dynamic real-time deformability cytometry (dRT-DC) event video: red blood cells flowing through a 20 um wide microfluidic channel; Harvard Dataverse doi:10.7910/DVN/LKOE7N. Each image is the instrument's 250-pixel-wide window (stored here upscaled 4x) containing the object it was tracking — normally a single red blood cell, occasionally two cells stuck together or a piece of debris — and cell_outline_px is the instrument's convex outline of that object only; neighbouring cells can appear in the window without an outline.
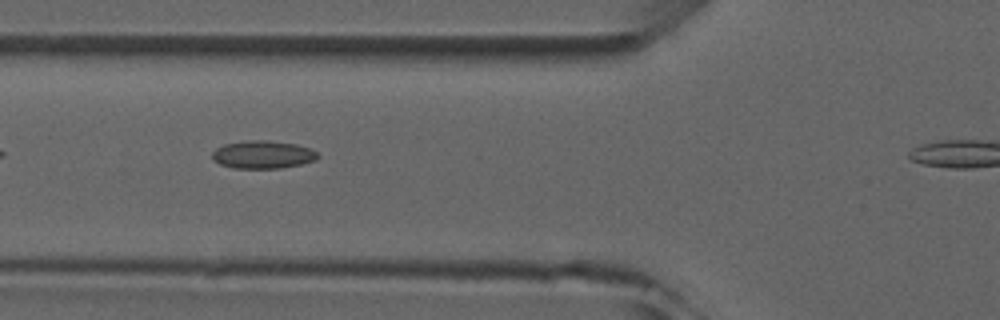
{"species": "common noctule bat (a hibernating species)", "species_latin": "Nyctalus noctula", "temperature_condition": "room temperature", "stored_images_in_passage": 5, "camera_frame_rate_fps": 3000, "um_per_image_px": 0.085, "animal": {"sex": "male", "forearm_length_mm": 52.5}, "frame": {"image": 1, "passage_image": 3, "time_ms": 2.0, "image_size_px": [1000, 320], "cell_outline_px": [[320, 156], [316, 160], [300, 164], [280, 168], [232, 168], [220, 164], [212, 160], [212, 152], [216, 148], [224, 144], [248, 140], [268, 140], [296, 144], [312, 148]], "centroid_in_image_um": [22.34, 13.13], "position_along_channel_um": 103.5, "area_um2": 17.28}}
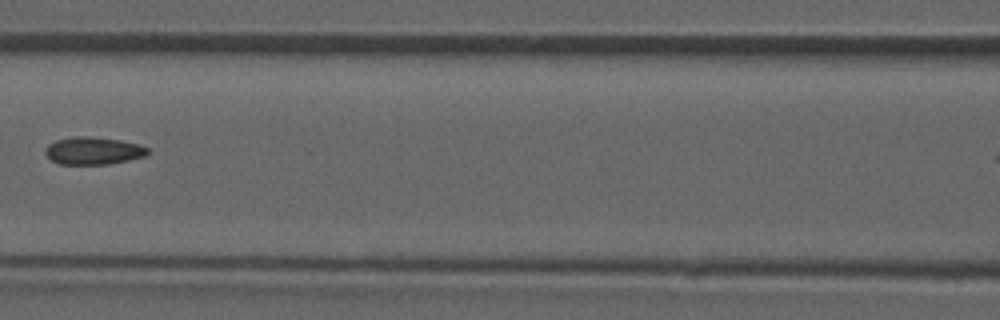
{"frame": {"image": 2, "passage_image": 4, "time_ms": 3.333, "image_size_px": [1000, 320], "cell_outline_px": [[148, 152], [144, 156], [128, 160], [108, 164], [60, 164], [52, 160], [44, 152], [44, 148], [48, 144], [56, 140], [72, 136], [88, 136], [120, 140], [140, 144], [148, 148]], "centroid_in_image_um": [7.9, 12.8], "position_along_channel_um": 158.7, "area_um2": 16.42}}